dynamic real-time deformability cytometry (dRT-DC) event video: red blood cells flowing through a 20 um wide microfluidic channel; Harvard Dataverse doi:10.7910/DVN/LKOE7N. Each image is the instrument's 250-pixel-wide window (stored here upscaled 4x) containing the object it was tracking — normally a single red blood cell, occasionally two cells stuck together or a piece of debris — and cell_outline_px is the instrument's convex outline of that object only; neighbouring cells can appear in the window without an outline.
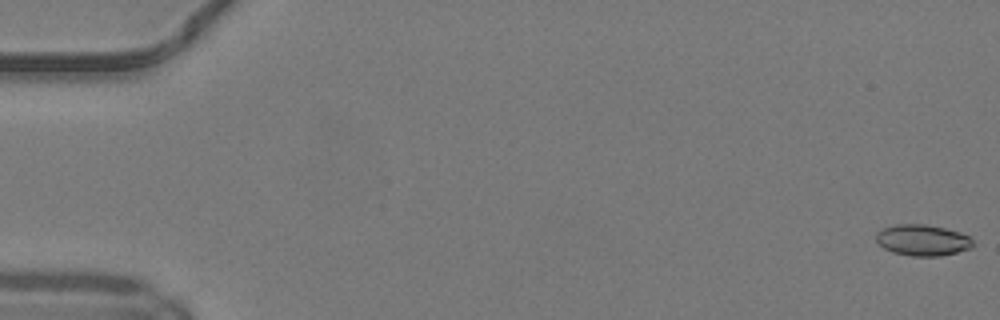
{"species": "common noctule bat (a hibernating species)", "species_latin": "Nyctalus noctula", "temperature_condition": "warm", "stored_images_in_passage": 13, "camera_frame_rate_fps": 3000, "um_per_image_px": 0.085, "animal": {"sex": "male", "body_mass_g": 19.2, "forearm_length_mm": 51.8}, "frame": {"image": 1, "passage_image": 1, "time_ms": 0.0, "image_size_px": [1000, 320], "cell_outline_px": [[976, 244], [972, 248], [940, 256], [912, 256], [892, 252], [884, 248], [876, 240], [876, 232], [884, 228], [896, 224], [924, 224], [944, 228], [960, 232], [968, 236]], "centroid_in_image_um": [78.43, 20.41], "position_along_channel_um": 6.6, "area_um2": 17.57}}